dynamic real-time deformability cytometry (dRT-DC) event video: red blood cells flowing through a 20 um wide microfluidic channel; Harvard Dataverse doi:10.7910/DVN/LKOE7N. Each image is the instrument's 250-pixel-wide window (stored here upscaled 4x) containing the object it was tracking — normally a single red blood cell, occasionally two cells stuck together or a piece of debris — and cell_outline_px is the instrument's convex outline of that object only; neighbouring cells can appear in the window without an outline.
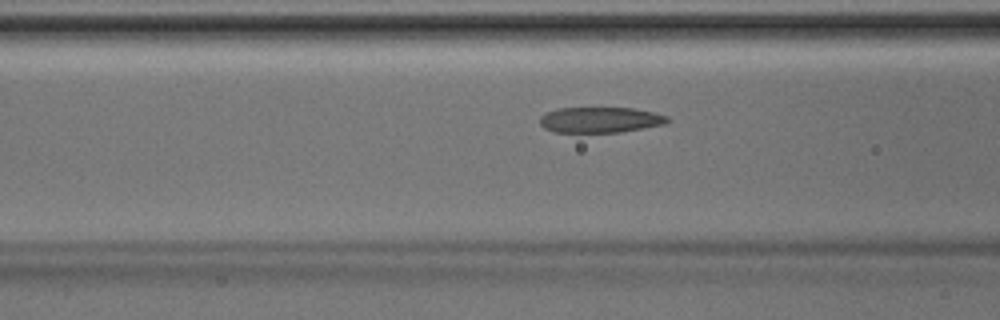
{"species": "Egyptian fruit bat (a non-hibernating species)", "species_latin": "Rousettus aegyptiacus", "temperature_condition": "room temperature", "stored_images_in_passage": 43, "camera_frame_rate_fps": 3000, "um_per_image_px": 0.085, "animal": {"sex": "male"}, "frame": {"image": 1, "passage_image": 15, "time_ms": 4.667, "image_size_px": [1000, 320], "cell_outline_px": [[668, 120], [664, 124], [620, 132], [552, 132], [544, 128], [540, 124], [540, 116], [556, 108], [636, 108], [668, 116]], "centroid_in_image_um": [50.98, 10.18], "position_along_channel_um": 115.6, "area_um2": 18.96}}
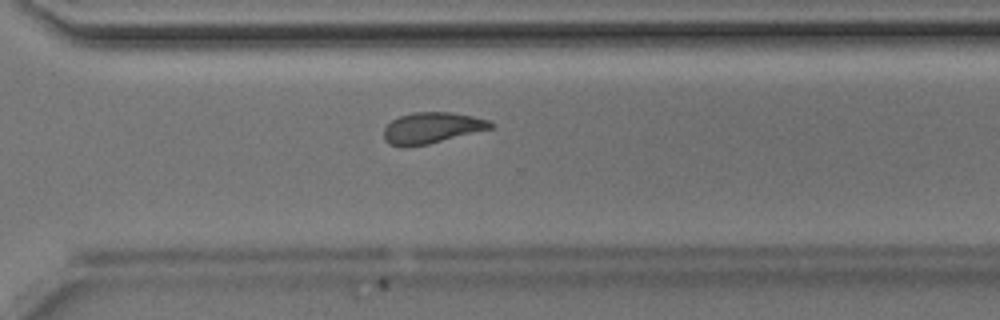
{"frame": {"image": 2, "passage_image": 30, "time_ms": 9.667, "image_size_px": [1000, 320], "cell_outline_px": [[496, 124], [492, 128], [428, 144], [404, 148], [392, 144], [384, 140], [384, 128], [392, 120], [400, 116], [412, 112], [452, 112], [472, 116], [488, 120]], "centroid_in_image_um": [36.7, 10.87], "position_along_channel_um": 333.9, "area_um2": 19.31}}
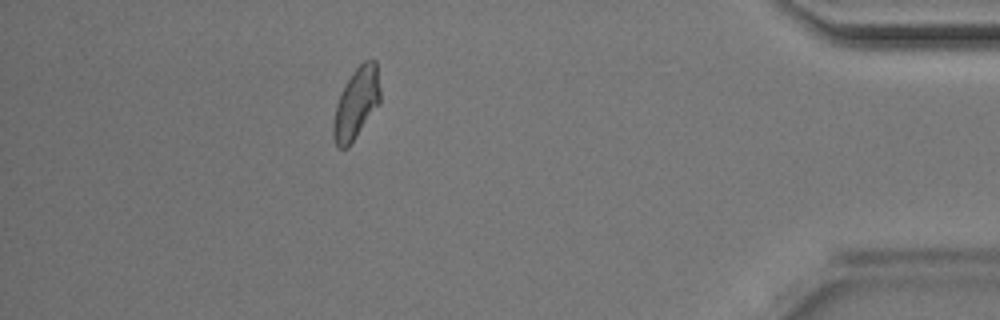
{"frame": {"image": 3, "passage_image": 38, "time_ms": 12.333, "image_size_px": [1000, 320], "cell_outline_px": [[380, 104], [348, 148], [340, 148], [336, 144], [332, 136], [332, 124], [336, 104], [352, 72], [364, 60], [372, 56], [376, 60], [380, 88]], "centroid_in_image_um": [30.3, 8.77], "position_along_channel_um": 404.9, "area_um2": 19.59}}